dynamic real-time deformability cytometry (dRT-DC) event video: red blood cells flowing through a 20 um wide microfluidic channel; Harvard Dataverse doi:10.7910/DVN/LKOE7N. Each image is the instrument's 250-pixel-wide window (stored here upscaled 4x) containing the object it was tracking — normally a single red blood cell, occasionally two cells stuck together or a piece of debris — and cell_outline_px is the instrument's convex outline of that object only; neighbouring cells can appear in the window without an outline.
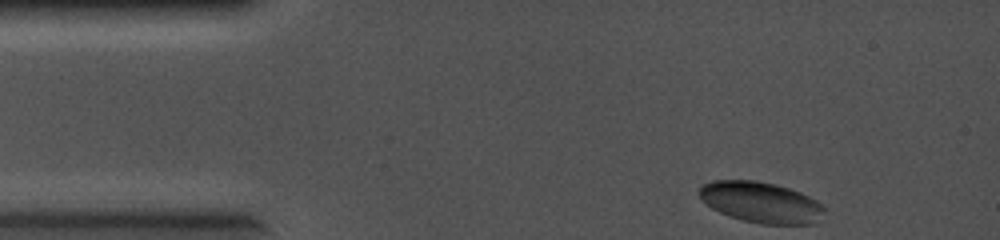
{"species": "common noctule bat (a hibernating species)", "species_latin": "Nyctalus noctula", "temperature_condition": "cold", "stored_images_in_passage": 10, "camera_frame_rate_fps": 5000, "um_per_image_px": 0.085, "animal": {"sex": "female", "body_mass_g": 19.0, "forearm_length_mm": 56.7}, "frame": {"image": 1, "passage_image": 1, "time_ms": 0.0, "image_size_px": [1000, 240], "cell_outline_px": [[824, 212], [816, 224], [760, 224], [728, 216], [712, 208], [700, 196], [700, 188], [704, 184], [712, 180], [756, 180], [776, 184], [800, 192], [816, 200], [824, 208]], "centroid_in_image_um": [64.7, 17.2], "position_along_channel_um": 20.3, "area_um2": 29.65}}